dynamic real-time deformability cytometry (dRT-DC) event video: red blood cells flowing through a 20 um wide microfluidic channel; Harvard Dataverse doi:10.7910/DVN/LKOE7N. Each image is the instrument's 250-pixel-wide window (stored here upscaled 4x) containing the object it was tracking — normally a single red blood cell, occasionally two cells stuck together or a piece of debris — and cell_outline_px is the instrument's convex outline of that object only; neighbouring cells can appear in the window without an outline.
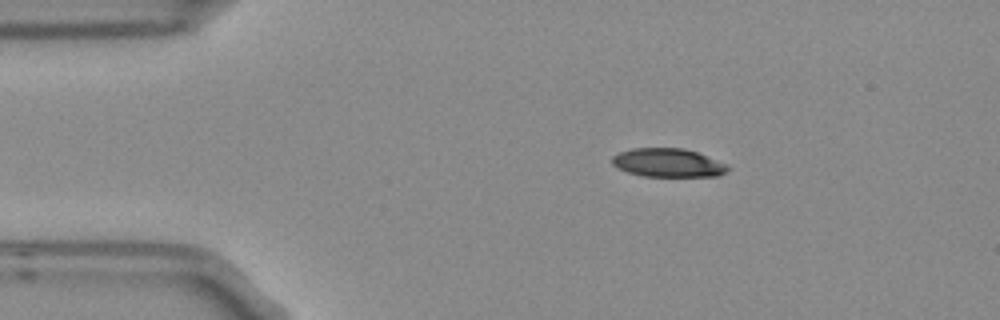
{"species": "Egyptian fruit bat (a non-hibernating species)", "species_latin": "Rousettus aegyptiacus", "temperature_condition": "room temperature", "stored_images_in_passage": 5, "segment_of_instrument_passage": [2, 2], "camera_frame_rate_fps": 3000, "um_per_image_px": 0.085, "frame": {"image": 1, "passage_image": 5, "time_ms": 1.333, "image_size_px": [1000, 320], "cell_outline_px": [[728, 172], [720, 176], [644, 176], [628, 172], [616, 168], [612, 164], [612, 156], [620, 152], [632, 148], [684, 148], [696, 152], [724, 164], [728, 168]], "centroid_in_image_um": [56.73, 13.84], "position_along_channel_um": 28.3, "area_um2": 19.07}}